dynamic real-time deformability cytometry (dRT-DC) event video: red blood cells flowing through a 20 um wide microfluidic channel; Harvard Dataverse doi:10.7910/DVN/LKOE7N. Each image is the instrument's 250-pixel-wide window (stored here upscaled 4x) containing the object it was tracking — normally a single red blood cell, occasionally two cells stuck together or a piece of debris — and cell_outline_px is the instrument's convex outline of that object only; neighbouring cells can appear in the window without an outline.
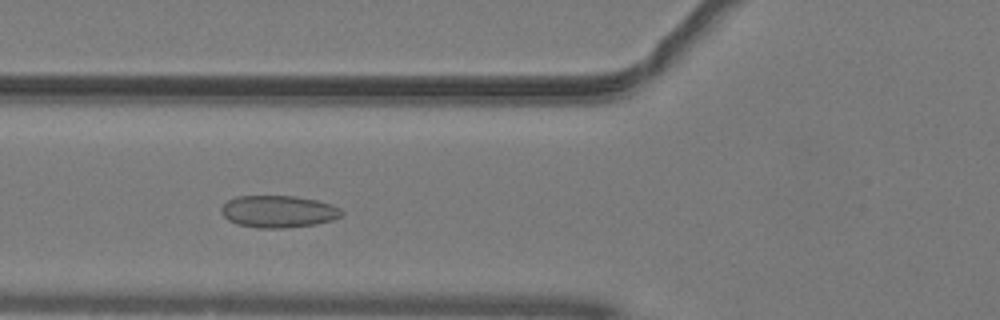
{"species": "common noctule bat (a hibernating species)", "species_latin": "Nyctalus noctula", "temperature_condition": "warm", "stored_images_in_passage": 9, "camera_frame_rate_fps": 3000, "um_per_image_px": 0.085, "animal": {"sex": "male", "body_mass_g": 19.2, "forearm_length_mm": 51.8}, "frame": {"image": 1, "passage_image": 6, "time_ms": 1.667, "image_size_px": [1000, 320], "cell_outline_px": [[344, 212], [340, 216], [332, 220], [316, 224], [284, 228], [256, 228], [236, 224], [228, 220], [220, 212], [220, 208], [228, 200], [236, 196], [296, 196], [316, 200], [332, 204], [340, 208]], "centroid_in_image_um": [23.64, 17.98], "position_along_channel_um": 102.2, "area_um2": 22.66}}